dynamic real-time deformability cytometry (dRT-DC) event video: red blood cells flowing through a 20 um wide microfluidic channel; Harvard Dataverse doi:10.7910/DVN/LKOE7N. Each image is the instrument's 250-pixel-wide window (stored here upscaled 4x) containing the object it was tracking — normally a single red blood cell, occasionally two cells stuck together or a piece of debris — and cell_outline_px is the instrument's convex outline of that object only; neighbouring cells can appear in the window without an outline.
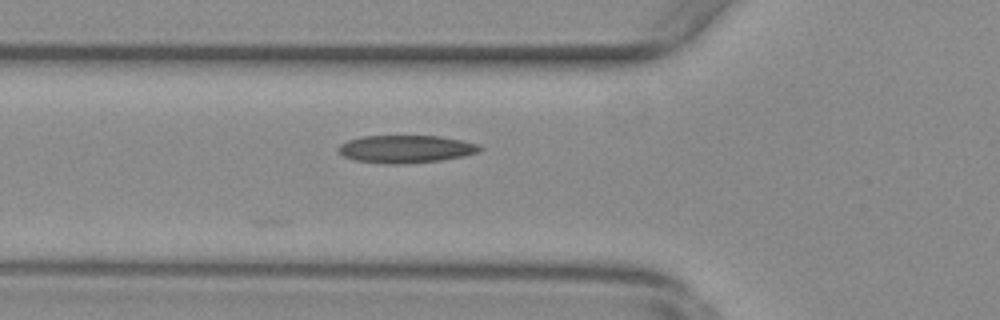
{"species": "common noctule bat (a hibernating species)", "species_latin": "Nyctalus noctula", "temperature_condition": "warm", "stored_images_in_passage": 3, "camera_frame_rate_fps": 3000, "um_per_image_px": 0.085, "animal": {"sex": "female", "body_mass_g": 29.2, "forearm_length_mm": 56.3}, "frame": {"image": 1, "passage_image": 3, "time_ms": 0.667, "image_size_px": [1000, 320], "cell_outline_px": [[484, 148], [480, 152], [464, 156], [440, 160], [400, 164], [384, 164], [356, 160], [344, 156], [336, 148], [340, 144], [348, 140], [360, 136], [440, 136], [480, 144]], "centroid_in_image_um": [34.52, 12.66], "position_along_channel_um": 91.3, "area_um2": 22.89}}